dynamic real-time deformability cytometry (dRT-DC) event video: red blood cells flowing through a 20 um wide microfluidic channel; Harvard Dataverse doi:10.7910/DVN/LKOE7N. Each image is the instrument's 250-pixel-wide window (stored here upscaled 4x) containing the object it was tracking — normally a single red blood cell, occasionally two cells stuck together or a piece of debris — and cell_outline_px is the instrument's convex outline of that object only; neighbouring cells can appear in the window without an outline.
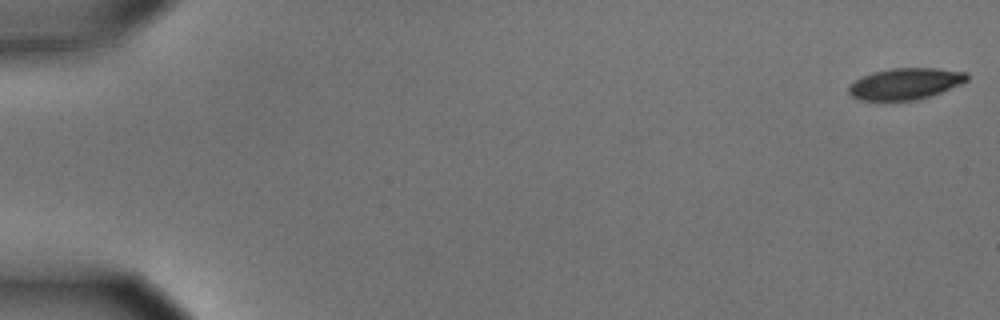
{"species": "common noctule bat (a hibernating species)", "species_latin": "Nyctalus noctula", "temperature_condition": "cold", "stored_images_in_passage": 56, "camera_frame_rate_fps": 3000, "um_per_image_px": 0.085, "animal": {"sex": "male", "body_mass_g": 15.6}, "frame": {"image": 1, "passage_image": 1, "time_ms": 0.0, "image_size_px": [1000, 320], "cell_outline_px": [[968, 80], [960, 84], [940, 92], [916, 100], [860, 100], [852, 96], [848, 92], [848, 84], [872, 72], [892, 68], [936, 68], [968, 72]], "centroid_in_image_um": [76.94, 7.11], "position_along_channel_um": 8.1, "area_um2": 21.5}}
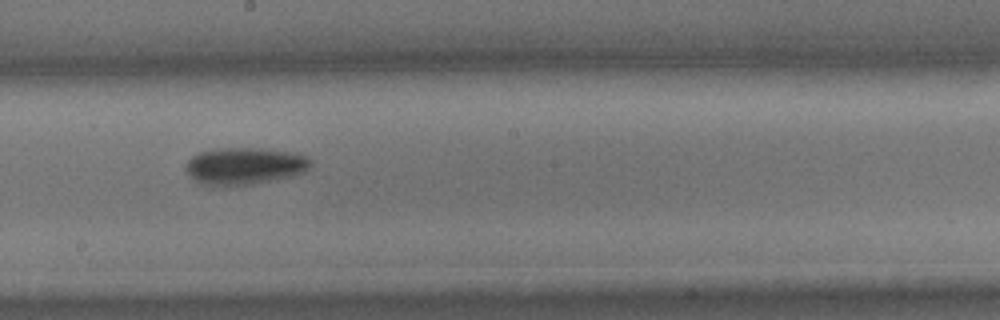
{"frame": {"image": 2, "passage_image": 32, "time_ms": 10.333, "image_size_px": [1000, 320], "cell_outline_px": [[312, 164], [304, 172], [292, 176], [248, 184], [200, 184], [184, 168], [184, 164], [192, 156], [200, 152], [216, 148], [260, 148], [292, 152], [304, 156], [312, 160]], "centroid_in_image_um": [20.79, 14.07], "position_along_channel_um": 227.4, "area_um2": 26.47}}
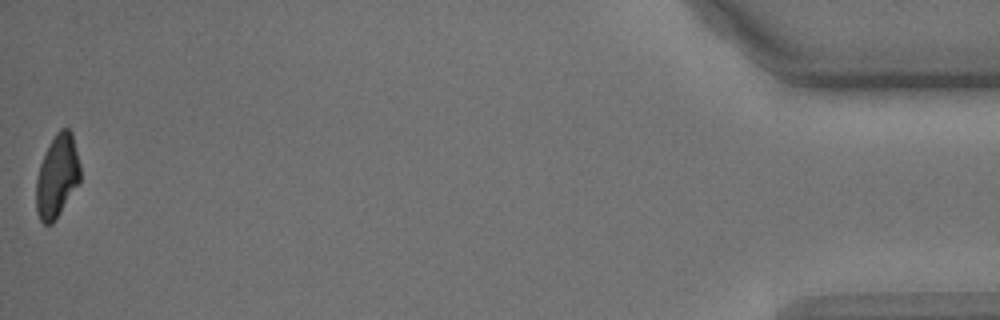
{"frame": {"image": 3, "passage_image": 56, "time_ms": 18.333, "image_size_px": [1000, 320], "cell_outline_px": [[80, 180], [60, 212], [52, 224], [44, 224], [40, 220], [36, 212], [36, 176], [40, 164], [48, 144], [56, 132], [60, 128], [68, 128], [72, 132], [80, 164]], "centroid_in_image_um": [4.84, 14.94], "position_along_channel_um": 430.4, "area_um2": 21.27}, "authors_computed_cell_mechanics": {"area_um2": 23.9581, "velocity_mm_per_s": 3.6216, "shape_relaxation_time_tau1_ms": 2.1962, "shape_relaxation_time_tau2_ms": null, "deformation_change_tau1": 0.1177, "deformation_change_tau2": null}}